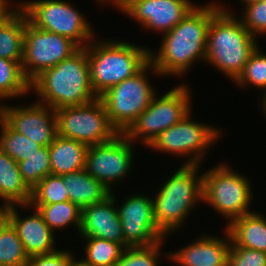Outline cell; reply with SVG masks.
Segmentation results:
<instances>
[{"label": "cell", "mask_w": 266, "mask_h": 266, "mask_svg": "<svg viewBox=\"0 0 266 266\" xmlns=\"http://www.w3.org/2000/svg\"><path fill=\"white\" fill-rule=\"evenodd\" d=\"M211 19L212 2L198 3L177 26L162 35L158 50L149 47V62L162 78L187 77L197 62L205 63Z\"/></svg>", "instance_id": "cell-1"}, {"label": "cell", "mask_w": 266, "mask_h": 266, "mask_svg": "<svg viewBox=\"0 0 266 266\" xmlns=\"http://www.w3.org/2000/svg\"><path fill=\"white\" fill-rule=\"evenodd\" d=\"M201 167L204 169L203 165L179 164L172 174L166 175L161 186L152 191L154 218L167 239L185 229L191 212L194 213V209L203 204Z\"/></svg>", "instance_id": "cell-2"}, {"label": "cell", "mask_w": 266, "mask_h": 266, "mask_svg": "<svg viewBox=\"0 0 266 266\" xmlns=\"http://www.w3.org/2000/svg\"><path fill=\"white\" fill-rule=\"evenodd\" d=\"M259 43L243 26L237 14L223 10L219 0L212 1L205 65L211 66L233 83Z\"/></svg>", "instance_id": "cell-3"}, {"label": "cell", "mask_w": 266, "mask_h": 266, "mask_svg": "<svg viewBox=\"0 0 266 266\" xmlns=\"http://www.w3.org/2000/svg\"><path fill=\"white\" fill-rule=\"evenodd\" d=\"M30 93L36 95V101L54 110L84 105L98 98L90 83L86 48L44 70L30 83Z\"/></svg>", "instance_id": "cell-4"}, {"label": "cell", "mask_w": 266, "mask_h": 266, "mask_svg": "<svg viewBox=\"0 0 266 266\" xmlns=\"http://www.w3.org/2000/svg\"><path fill=\"white\" fill-rule=\"evenodd\" d=\"M98 37L85 48L91 87L99 98L111 87L133 77L149 62V47L122 38Z\"/></svg>", "instance_id": "cell-5"}, {"label": "cell", "mask_w": 266, "mask_h": 266, "mask_svg": "<svg viewBox=\"0 0 266 266\" xmlns=\"http://www.w3.org/2000/svg\"><path fill=\"white\" fill-rule=\"evenodd\" d=\"M220 162L203 171V204L228 225L235 218L253 212L250 206L254 202V185L249 177L232 168L231 162Z\"/></svg>", "instance_id": "cell-6"}, {"label": "cell", "mask_w": 266, "mask_h": 266, "mask_svg": "<svg viewBox=\"0 0 266 266\" xmlns=\"http://www.w3.org/2000/svg\"><path fill=\"white\" fill-rule=\"evenodd\" d=\"M193 113L191 111L181 121L161 132L147 149L168 154V157L175 155L176 159H183L181 165L204 164L209 151L225 136L224 129L207 121H198Z\"/></svg>", "instance_id": "cell-7"}, {"label": "cell", "mask_w": 266, "mask_h": 266, "mask_svg": "<svg viewBox=\"0 0 266 266\" xmlns=\"http://www.w3.org/2000/svg\"><path fill=\"white\" fill-rule=\"evenodd\" d=\"M193 93L186 81L180 85L177 83L163 94L157 93L123 134L134 144L148 148L161 132L193 111Z\"/></svg>", "instance_id": "cell-8"}, {"label": "cell", "mask_w": 266, "mask_h": 266, "mask_svg": "<svg viewBox=\"0 0 266 266\" xmlns=\"http://www.w3.org/2000/svg\"><path fill=\"white\" fill-rule=\"evenodd\" d=\"M28 22L38 29L50 31L86 47L98 34L84 12L67 0H16ZM73 3V4H71Z\"/></svg>", "instance_id": "cell-9"}, {"label": "cell", "mask_w": 266, "mask_h": 266, "mask_svg": "<svg viewBox=\"0 0 266 266\" xmlns=\"http://www.w3.org/2000/svg\"><path fill=\"white\" fill-rule=\"evenodd\" d=\"M149 75L161 77L150 62L133 77L116 84L99 97L110 124L118 133H124L158 93Z\"/></svg>", "instance_id": "cell-10"}, {"label": "cell", "mask_w": 266, "mask_h": 266, "mask_svg": "<svg viewBox=\"0 0 266 266\" xmlns=\"http://www.w3.org/2000/svg\"><path fill=\"white\" fill-rule=\"evenodd\" d=\"M55 111L57 135L79 141L88 147L111 141L118 134L110 124L100 98L84 105L65 106Z\"/></svg>", "instance_id": "cell-11"}, {"label": "cell", "mask_w": 266, "mask_h": 266, "mask_svg": "<svg viewBox=\"0 0 266 266\" xmlns=\"http://www.w3.org/2000/svg\"><path fill=\"white\" fill-rule=\"evenodd\" d=\"M136 149V144L118 133L111 141L88 147L85 170L113 192L136 169Z\"/></svg>", "instance_id": "cell-12"}, {"label": "cell", "mask_w": 266, "mask_h": 266, "mask_svg": "<svg viewBox=\"0 0 266 266\" xmlns=\"http://www.w3.org/2000/svg\"><path fill=\"white\" fill-rule=\"evenodd\" d=\"M79 49L80 47L69 38L38 29L27 22L21 63L23 74L31 83L44 70L56 66Z\"/></svg>", "instance_id": "cell-13"}, {"label": "cell", "mask_w": 266, "mask_h": 266, "mask_svg": "<svg viewBox=\"0 0 266 266\" xmlns=\"http://www.w3.org/2000/svg\"><path fill=\"white\" fill-rule=\"evenodd\" d=\"M143 193L142 191L140 193L131 192L129 195H124L125 198L121 197L120 202L115 196L124 234V248L151 246L167 238L159 230L155 221L151 194Z\"/></svg>", "instance_id": "cell-14"}, {"label": "cell", "mask_w": 266, "mask_h": 266, "mask_svg": "<svg viewBox=\"0 0 266 266\" xmlns=\"http://www.w3.org/2000/svg\"><path fill=\"white\" fill-rule=\"evenodd\" d=\"M0 117L15 131L42 147L49 146L57 136L56 111L36 100L31 104H0Z\"/></svg>", "instance_id": "cell-15"}, {"label": "cell", "mask_w": 266, "mask_h": 266, "mask_svg": "<svg viewBox=\"0 0 266 266\" xmlns=\"http://www.w3.org/2000/svg\"><path fill=\"white\" fill-rule=\"evenodd\" d=\"M194 0H130L120 13L143 30L164 35L177 26L197 5Z\"/></svg>", "instance_id": "cell-16"}, {"label": "cell", "mask_w": 266, "mask_h": 266, "mask_svg": "<svg viewBox=\"0 0 266 266\" xmlns=\"http://www.w3.org/2000/svg\"><path fill=\"white\" fill-rule=\"evenodd\" d=\"M222 233V237L199 233L188 245L169 252V262L177 266H227L231 238L225 227Z\"/></svg>", "instance_id": "cell-17"}, {"label": "cell", "mask_w": 266, "mask_h": 266, "mask_svg": "<svg viewBox=\"0 0 266 266\" xmlns=\"http://www.w3.org/2000/svg\"><path fill=\"white\" fill-rule=\"evenodd\" d=\"M31 210L30 215H24L19 209ZM10 224L16 230L28 256L49 254L55 252L57 236L46 224L42 214L33 206L10 205ZM56 238V239H55Z\"/></svg>", "instance_id": "cell-18"}, {"label": "cell", "mask_w": 266, "mask_h": 266, "mask_svg": "<svg viewBox=\"0 0 266 266\" xmlns=\"http://www.w3.org/2000/svg\"><path fill=\"white\" fill-rule=\"evenodd\" d=\"M111 192L105 200L81 208L79 237H95L120 243L124 247V234Z\"/></svg>", "instance_id": "cell-19"}, {"label": "cell", "mask_w": 266, "mask_h": 266, "mask_svg": "<svg viewBox=\"0 0 266 266\" xmlns=\"http://www.w3.org/2000/svg\"><path fill=\"white\" fill-rule=\"evenodd\" d=\"M231 238V247H243L266 252V217L253 211L235 218L224 226Z\"/></svg>", "instance_id": "cell-20"}, {"label": "cell", "mask_w": 266, "mask_h": 266, "mask_svg": "<svg viewBox=\"0 0 266 266\" xmlns=\"http://www.w3.org/2000/svg\"><path fill=\"white\" fill-rule=\"evenodd\" d=\"M51 174L65 175L85 169L88 146L57 135L48 146Z\"/></svg>", "instance_id": "cell-21"}, {"label": "cell", "mask_w": 266, "mask_h": 266, "mask_svg": "<svg viewBox=\"0 0 266 266\" xmlns=\"http://www.w3.org/2000/svg\"><path fill=\"white\" fill-rule=\"evenodd\" d=\"M32 189L25 183L16 160L0 151V200L2 205L30 203Z\"/></svg>", "instance_id": "cell-22"}, {"label": "cell", "mask_w": 266, "mask_h": 266, "mask_svg": "<svg viewBox=\"0 0 266 266\" xmlns=\"http://www.w3.org/2000/svg\"><path fill=\"white\" fill-rule=\"evenodd\" d=\"M69 201L80 208L105 200L111 192L85 169L62 175Z\"/></svg>", "instance_id": "cell-23"}, {"label": "cell", "mask_w": 266, "mask_h": 266, "mask_svg": "<svg viewBox=\"0 0 266 266\" xmlns=\"http://www.w3.org/2000/svg\"><path fill=\"white\" fill-rule=\"evenodd\" d=\"M24 11L18 7L0 24V57L20 64L23 60L25 25Z\"/></svg>", "instance_id": "cell-24"}, {"label": "cell", "mask_w": 266, "mask_h": 266, "mask_svg": "<svg viewBox=\"0 0 266 266\" xmlns=\"http://www.w3.org/2000/svg\"><path fill=\"white\" fill-rule=\"evenodd\" d=\"M42 214L44 221L49 228L56 233L67 228L77 230L81 226V208L70 201L58 202L54 204H29ZM60 230V231H59Z\"/></svg>", "instance_id": "cell-25"}, {"label": "cell", "mask_w": 266, "mask_h": 266, "mask_svg": "<svg viewBox=\"0 0 266 266\" xmlns=\"http://www.w3.org/2000/svg\"><path fill=\"white\" fill-rule=\"evenodd\" d=\"M30 94V82L25 78L21 64L0 57V104Z\"/></svg>", "instance_id": "cell-26"}, {"label": "cell", "mask_w": 266, "mask_h": 266, "mask_svg": "<svg viewBox=\"0 0 266 266\" xmlns=\"http://www.w3.org/2000/svg\"><path fill=\"white\" fill-rule=\"evenodd\" d=\"M84 241V260L92 266H116L125 249L120 243L95 237H80Z\"/></svg>", "instance_id": "cell-27"}, {"label": "cell", "mask_w": 266, "mask_h": 266, "mask_svg": "<svg viewBox=\"0 0 266 266\" xmlns=\"http://www.w3.org/2000/svg\"><path fill=\"white\" fill-rule=\"evenodd\" d=\"M42 146L25 135L13 130L0 117V151L6 153L17 162L26 160Z\"/></svg>", "instance_id": "cell-28"}, {"label": "cell", "mask_w": 266, "mask_h": 266, "mask_svg": "<svg viewBox=\"0 0 266 266\" xmlns=\"http://www.w3.org/2000/svg\"><path fill=\"white\" fill-rule=\"evenodd\" d=\"M167 240L165 238L151 246L126 247L116 266H160L164 262L167 263L170 251L168 253L161 251Z\"/></svg>", "instance_id": "cell-29"}, {"label": "cell", "mask_w": 266, "mask_h": 266, "mask_svg": "<svg viewBox=\"0 0 266 266\" xmlns=\"http://www.w3.org/2000/svg\"><path fill=\"white\" fill-rule=\"evenodd\" d=\"M258 45L251 53L248 62L245 64L242 73L233 82L240 89L254 87L261 90V93L266 89V50Z\"/></svg>", "instance_id": "cell-30"}, {"label": "cell", "mask_w": 266, "mask_h": 266, "mask_svg": "<svg viewBox=\"0 0 266 266\" xmlns=\"http://www.w3.org/2000/svg\"><path fill=\"white\" fill-rule=\"evenodd\" d=\"M28 259L19 235L9 223L0 234V266H26Z\"/></svg>", "instance_id": "cell-31"}, {"label": "cell", "mask_w": 266, "mask_h": 266, "mask_svg": "<svg viewBox=\"0 0 266 266\" xmlns=\"http://www.w3.org/2000/svg\"><path fill=\"white\" fill-rule=\"evenodd\" d=\"M20 173L25 183L33 189L42 179L51 174L50 153L48 146L41 147L26 160L18 162Z\"/></svg>", "instance_id": "cell-32"}, {"label": "cell", "mask_w": 266, "mask_h": 266, "mask_svg": "<svg viewBox=\"0 0 266 266\" xmlns=\"http://www.w3.org/2000/svg\"><path fill=\"white\" fill-rule=\"evenodd\" d=\"M69 201L63 177L49 174L33 189L29 204H54Z\"/></svg>", "instance_id": "cell-33"}, {"label": "cell", "mask_w": 266, "mask_h": 266, "mask_svg": "<svg viewBox=\"0 0 266 266\" xmlns=\"http://www.w3.org/2000/svg\"><path fill=\"white\" fill-rule=\"evenodd\" d=\"M221 2L222 1H219L220 7L223 10L237 14L243 26L253 37L257 39L261 38V36L266 37V1L254 2L240 8L243 9L240 14L241 16H239V13L232 10L230 5Z\"/></svg>", "instance_id": "cell-34"}, {"label": "cell", "mask_w": 266, "mask_h": 266, "mask_svg": "<svg viewBox=\"0 0 266 266\" xmlns=\"http://www.w3.org/2000/svg\"><path fill=\"white\" fill-rule=\"evenodd\" d=\"M227 266H266V252L230 247Z\"/></svg>", "instance_id": "cell-35"}, {"label": "cell", "mask_w": 266, "mask_h": 266, "mask_svg": "<svg viewBox=\"0 0 266 266\" xmlns=\"http://www.w3.org/2000/svg\"><path fill=\"white\" fill-rule=\"evenodd\" d=\"M70 250L57 249L49 254L29 256L26 266H69Z\"/></svg>", "instance_id": "cell-36"}, {"label": "cell", "mask_w": 266, "mask_h": 266, "mask_svg": "<svg viewBox=\"0 0 266 266\" xmlns=\"http://www.w3.org/2000/svg\"><path fill=\"white\" fill-rule=\"evenodd\" d=\"M19 2L12 0H0V24L7 19L17 8Z\"/></svg>", "instance_id": "cell-37"}, {"label": "cell", "mask_w": 266, "mask_h": 266, "mask_svg": "<svg viewBox=\"0 0 266 266\" xmlns=\"http://www.w3.org/2000/svg\"><path fill=\"white\" fill-rule=\"evenodd\" d=\"M9 223H10V206L0 204V234Z\"/></svg>", "instance_id": "cell-38"}, {"label": "cell", "mask_w": 266, "mask_h": 266, "mask_svg": "<svg viewBox=\"0 0 266 266\" xmlns=\"http://www.w3.org/2000/svg\"><path fill=\"white\" fill-rule=\"evenodd\" d=\"M130 0H95L98 3V7L104 5L112 6L115 10L120 11Z\"/></svg>", "instance_id": "cell-39"}, {"label": "cell", "mask_w": 266, "mask_h": 266, "mask_svg": "<svg viewBox=\"0 0 266 266\" xmlns=\"http://www.w3.org/2000/svg\"><path fill=\"white\" fill-rule=\"evenodd\" d=\"M74 253H75L74 251L73 252L70 251V264H69V266H92L87 261H85L83 259V257L82 258L76 257V254H74Z\"/></svg>", "instance_id": "cell-40"}, {"label": "cell", "mask_w": 266, "mask_h": 266, "mask_svg": "<svg viewBox=\"0 0 266 266\" xmlns=\"http://www.w3.org/2000/svg\"><path fill=\"white\" fill-rule=\"evenodd\" d=\"M261 96L257 97L259 100L260 103H259V106L261 107L265 102H266V89L260 94Z\"/></svg>", "instance_id": "cell-41"}, {"label": "cell", "mask_w": 266, "mask_h": 266, "mask_svg": "<svg viewBox=\"0 0 266 266\" xmlns=\"http://www.w3.org/2000/svg\"><path fill=\"white\" fill-rule=\"evenodd\" d=\"M239 2H242L241 5L246 6L254 2H259V1H266V0H238Z\"/></svg>", "instance_id": "cell-42"}, {"label": "cell", "mask_w": 266, "mask_h": 266, "mask_svg": "<svg viewBox=\"0 0 266 266\" xmlns=\"http://www.w3.org/2000/svg\"><path fill=\"white\" fill-rule=\"evenodd\" d=\"M260 112H262L263 116L266 118V102L261 106L259 107Z\"/></svg>", "instance_id": "cell-43"}]
</instances>
